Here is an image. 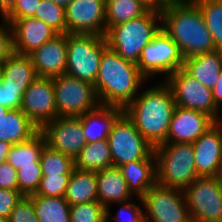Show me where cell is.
<instances>
[{"mask_svg": "<svg viewBox=\"0 0 222 222\" xmlns=\"http://www.w3.org/2000/svg\"><path fill=\"white\" fill-rule=\"evenodd\" d=\"M175 107L173 92L164 81L140 92L123 113L155 148L166 141Z\"/></svg>", "mask_w": 222, "mask_h": 222, "instance_id": "1", "label": "cell"}, {"mask_svg": "<svg viewBox=\"0 0 222 222\" xmlns=\"http://www.w3.org/2000/svg\"><path fill=\"white\" fill-rule=\"evenodd\" d=\"M144 82L148 81L137 64L124 60L109 47L103 51L94 83L101 105L124 109L137 96Z\"/></svg>", "mask_w": 222, "mask_h": 222, "instance_id": "2", "label": "cell"}, {"mask_svg": "<svg viewBox=\"0 0 222 222\" xmlns=\"http://www.w3.org/2000/svg\"><path fill=\"white\" fill-rule=\"evenodd\" d=\"M161 28L178 45L183 58L216 50L200 8L172 5L160 10Z\"/></svg>", "mask_w": 222, "mask_h": 222, "instance_id": "3", "label": "cell"}, {"mask_svg": "<svg viewBox=\"0 0 222 222\" xmlns=\"http://www.w3.org/2000/svg\"><path fill=\"white\" fill-rule=\"evenodd\" d=\"M160 29V10L149 8L142 16L109 27L104 37L110 49L124 60L137 64L142 49Z\"/></svg>", "mask_w": 222, "mask_h": 222, "instance_id": "4", "label": "cell"}, {"mask_svg": "<svg viewBox=\"0 0 222 222\" xmlns=\"http://www.w3.org/2000/svg\"><path fill=\"white\" fill-rule=\"evenodd\" d=\"M154 153L158 184L184 191L198 178L192 143H162Z\"/></svg>", "mask_w": 222, "mask_h": 222, "instance_id": "5", "label": "cell"}, {"mask_svg": "<svg viewBox=\"0 0 222 222\" xmlns=\"http://www.w3.org/2000/svg\"><path fill=\"white\" fill-rule=\"evenodd\" d=\"M108 47L104 36L67 33L65 74L94 85L103 51Z\"/></svg>", "mask_w": 222, "mask_h": 222, "instance_id": "6", "label": "cell"}, {"mask_svg": "<svg viewBox=\"0 0 222 222\" xmlns=\"http://www.w3.org/2000/svg\"><path fill=\"white\" fill-rule=\"evenodd\" d=\"M144 222H192L184 191L157 182L142 198Z\"/></svg>", "mask_w": 222, "mask_h": 222, "instance_id": "7", "label": "cell"}, {"mask_svg": "<svg viewBox=\"0 0 222 222\" xmlns=\"http://www.w3.org/2000/svg\"><path fill=\"white\" fill-rule=\"evenodd\" d=\"M52 79L58 117L81 116L100 105L93 84L68 74Z\"/></svg>", "mask_w": 222, "mask_h": 222, "instance_id": "8", "label": "cell"}, {"mask_svg": "<svg viewBox=\"0 0 222 222\" xmlns=\"http://www.w3.org/2000/svg\"><path fill=\"white\" fill-rule=\"evenodd\" d=\"M184 58L178 45L161 28L141 51L137 66L147 79L157 74L168 76L183 67Z\"/></svg>", "mask_w": 222, "mask_h": 222, "instance_id": "9", "label": "cell"}, {"mask_svg": "<svg viewBox=\"0 0 222 222\" xmlns=\"http://www.w3.org/2000/svg\"><path fill=\"white\" fill-rule=\"evenodd\" d=\"M184 195L192 222H222V183L217 177H198Z\"/></svg>", "mask_w": 222, "mask_h": 222, "instance_id": "10", "label": "cell"}, {"mask_svg": "<svg viewBox=\"0 0 222 222\" xmlns=\"http://www.w3.org/2000/svg\"><path fill=\"white\" fill-rule=\"evenodd\" d=\"M107 140L114 167L131 161L145 160L154 152V147L138 132L124 113L113 124Z\"/></svg>", "mask_w": 222, "mask_h": 222, "instance_id": "11", "label": "cell"}, {"mask_svg": "<svg viewBox=\"0 0 222 222\" xmlns=\"http://www.w3.org/2000/svg\"><path fill=\"white\" fill-rule=\"evenodd\" d=\"M164 81L173 92L176 106L205 113L215 122H220L221 119L218 116L220 115V110L213 101L212 89L205 87L183 68L170 74Z\"/></svg>", "mask_w": 222, "mask_h": 222, "instance_id": "12", "label": "cell"}, {"mask_svg": "<svg viewBox=\"0 0 222 222\" xmlns=\"http://www.w3.org/2000/svg\"><path fill=\"white\" fill-rule=\"evenodd\" d=\"M20 109L39 130L57 118L53 79L37 77L24 92Z\"/></svg>", "mask_w": 222, "mask_h": 222, "instance_id": "13", "label": "cell"}, {"mask_svg": "<svg viewBox=\"0 0 222 222\" xmlns=\"http://www.w3.org/2000/svg\"><path fill=\"white\" fill-rule=\"evenodd\" d=\"M67 33L106 34L105 0H73L65 7Z\"/></svg>", "mask_w": 222, "mask_h": 222, "instance_id": "14", "label": "cell"}, {"mask_svg": "<svg viewBox=\"0 0 222 222\" xmlns=\"http://www.w3.org/2000/svg\"><path fill=\"white\" fill-rule=\"evenodd\" d=\"M40 131L47 145L73 159L86 144L80 116L57 117Z\"/></svg>", "mask_w": 222, "mask_h": 222, "instance_id": "15", "label": "cell"}, {"mask_svg": "<svg viewBox=\"0 0 222 222\" xmlns=\"http://www.w3.org/2000/svg\"><path fill=\"white\" fill-rule=\"evenodd\" d=\"M5 20L12 29L13 52L18 54L30 55L58 35L48 24L34 17Z\"/></svg>", "mask_w": 222, "mask_h": 222, "instance_id": "16", "label": "cell"}, {"mask_svg": "<svg viewBox=\"0 0 222 222\" xmlns=\"http://www.w3.org/2000/svg\"><path fill=\"white\" fill-rule=\"evenodd\" d=\"M215 123L205 113L176 106L164 143H193Z\"/></svg>", "mask_w": 222, "mask_h": 222, "instance_id": "17", "label": "cell"}, {"mask_svg": "<svg viewBox=\"0 0 222 222\" xmlns=\"http://www.w3.org/2000/svg\"><path fill=\"white\" fill-rule=\"evenodd\" d=\"M198 177H216L222 157V125L216 122L193 143Z\"/></svg>", "mask_w": 222, "mask_h": 222, "instance_id": "18", "label": "cell"}, {"mask_svg": "<svg viewBox=\"0 0 222 222\" xmlns=\"http://www.w3.org/2000/svg\"><path fill=\"white\" fill-rule=\"evenodd\" d=\"M38 77L53 78L65 74L67 33L58 34L30 54Z\"/></svg>", "mask_w": 222, "mask_h": 222, "instance_id": "19", "label": "cell"}, {"mask_svg": "<svg viewBox=\"0 0 222 222\" xmlns=\"http://www.w3.org/2000/svg\"><path fill=\"white\" fill-rule=\"evenodd\" d=\"M123 114V108L99 105L81 115V125L86 143L107 140L113 124Z\"/></svg>", "mask_w": 222, "mask_h": 222, "instance_id": "20", "label": "cell"}, {"mask_svg": "<svg viewBox=\"0 0 222 222\" xmlns=\"http://www.w3.org/2000/svg\"><path fill=\"white\" fill-rule=\"evenodd\" d=\"M127 182L132 195L142 198L148 189L157 182L156 157L153 152L145 160L131 161L117 167Z\"/></svg>", "mask_w": 222, "mask_h": 222, "instance_id": "21", "label": "cell"}, {"mask_svg": "<svg viewBox=\"0 0 222 222\" xmlns=\"http://www.w3.org/2000/svg\"><path fill=\"white\" fill-rule=\"evenodd\" d=\"M98 202L107 210L112 203L119 204L122 202L132 201V193L127 187L123 175L117 167L106 168L96 172Z\"/></svg>", "mask_w": 222, "mask_h": 222, "instance_id": "22", "label": "cell"}, {"mask_svg": "<svg viewBox=\"0 0 222 222\" xmlns=\"http://www.w3.org/2000/svg\"><path fill=\"white\" fill-rule=\"evenodd\" d=\"M37 77L30 55L13 52L3 62L0 81L5 86L19 89V93L24 94Z\"/></svg>", "mask_w": 222, "mask_h": 222, "instance_id": "23", "label": "cell"}, {"mask_svg": "<svg viewBox=\"0 0 222 222\" xmlns=\"http://www.w3.org/2000/svg\"><path fill=\"white\" fill-rule=\"evenodd\" d=\"M182 68L205 87L213 89L219 79V73L222 68V50L216 49L185 58Z\"/></svg>", "mask_w": 222, "mask_h": 222, "instance_id": "24", "label": "cell"}, {"mask_svg": "<svg viewBox=\"0 0 222 222\" xmlns=\"http://www.w3.org/2000/svg\"><path fill=\"white\" fill-rule=\"evenodd\" d=\"M39 131L21 109H9L0 120V141L12 145L31 139Z\"/></svg>", "mask_w": 222, "mask_h": 222, "instance_id": "25", "label": "cell"}, {"mask_svg": "<svg viewBox=\"0 0 222 222\" xmlns=\"http://www.w3.org/2000/svg\"><path fill=\"white\" fill-rule=\"evenodd\" d=\"M64 198L70 205L98 201L96 172L74 168Z\"/></svg>", "mask_w": 222, "mask_h": 222, "instance_id": "26", "label": "cell"}, {"mask_svg": "<svg viewBox=\"0 0 222 222\" xmlns=\"http://www.w3.org/2000/svg\"><path fill=\"white\" fill-rule=\"evenodd\" d=\"M74 166L77 169L92 172L113 167L108 140L86 143L75 157Z\"/></svg>", "mask_w": 222, "mask_h": 222, "instance_id": "27", "label": "cell"}, {"mask_svg": "<svg viewBox=\"0 0 222 222\" xmlns=\"http://www.w3.org/2000/svg\"><path fill=\"white\" fill-rule=\"evenodd\" d=\"M46 144L41 131L31 139L11 146L6 161L16 170L27 166H41L40 156Z\"/></svg>", "mask_w": 222, "mask_h": 222, "instance_id": "28", "label": "cell"}, {"mask_svg": "<svg viewBox=\"0 0 222 222\" xmlns=\"http://www.w3.org/2000/svg\"><path fill=\"white\" fill-rule=\"evenodd\" d=\"M38 222H71L70 204L64 197H47L31 194Z\"/></svg>", "mask_w": 222, "mask_h": 222, "instance_id": "29", "label": "cell"}, {"mask_svg": "<svg viewBox=\"0 0 222 222\" xmlns=\"http://www.w3.org/2000/svg\"><path fill=\"white\" fill-rule=\"evenodd\" d=\"M106 3V30L142 16L149 7L141 0H105Z\"/></svg>", "mask_w": 222, "mask_h": 222, "instance_id": "30", "label": "cell"}, {"mask_svg": "<svg viewBox=\"0 0 222 222\" xmlns=\"http://www.w3.org/2000/svg\"><path fill=\"white\" fill-rule=\"evenodd\" d=\"M42 176L71 175L74 170V159L45 144L40 156Z\"/></svg>", "mask_w": 222, "mask_h": 222, "instance_id": "31", "label": "cell"}, {"mask_svg": "<svg viewBox=\"0 0 222 222\" xmlns=\"http://www.w3.org/2000/svg\"><path fill=\"white\" fill-rule=\"evenodd\" d=\"M195 4L203 14L216 49L222 50V0H197Z\"/></svg>", "mask_w": 222, "mask_h": 222, "instance_id": "32", "label": "cell"}, {"mask_svg": "<svg viewBox=\"0 0 222 222\" xmlns=\"http://www.w3.org/2000/svg\"><path fill=\"white\" fill-rule=\"evenodd\" d=\"M34 18L48 24L58 34L67 33L65 8L49 0H41Z\"/></svg>", "mask_w": 222, "mask_h": 222, "instance_id": "33", "label": "cell"}, {"mask_svg": "<svg viewBox=\"0 0 222 222\" xmlns=\"http://www.w3.org/2000/svg\"><path fill=\"white\" fill-rule=\"evenodd\" d=\"M71 222H107V209L98 201L70 205Z\"/></svg>", "mask_w": 222, "mask_h": 222, "instance_id": "34", "label": "cell"}, {"mask_svg": "<svg viewBox=\"0 0 222 222\" xmlns=\"http://www.w3.org/2000/svg\"><path fill=\"white\" fill-rule=\"evenodd\" d=\"M41 178V166H27L18 169V190L24 196L36 193L40 186Z\"/></svg>", "mask_w": 222, "mask_h": 222, "instance_id": "35", "label": "cell"}, {"mask_svg": "<svg viewBox=\"0 0 222 222\" xmlns=\"http://www.w3.org/2000/svg\"><path fill=\"white\" fill-rule=\"evenodd\" d=\"M70 175L42 176L36 195L64 197Z\"/></svg>", "mask_w": 222, "mask_h": 222, "instance_id": "36", "label": "cell"}, {"mask_svg": "<svg viewBox=\"0 0 222 222\" xmlns=\"http://www.w3.org/2000/svg\"><path fill=\"white\" fill-rule=\"evenodd\" d=\"M121 206L117 214L110 217V210H107V222L109 218L113 220L116 218L115 222H144V210L140 206V203L136 205V203L128 201L119 203Z\"/></svg>", "mask_w": 222, "mask_h": 222, "instance_id": "37", "label": "cell"}, {"mask_svg": "<svg viewBox=\"0 0 222 222\" xmlns=\"http://www.w3.org/2000/svg\"><path fill=\"white\" fill-rule=\"evenodd\" d=\"M9 222H38L32 200L28 196H24L13 209Z\"/></svg>", "mask_w": 222, "mask_h": 222, "instance_id": "38", "label": "cell"}, {"mask_svg": "<svg viewBox=\"0 0 222 222\" xmlns=\"http://www.w3.org/2000/svg\"><path fill=\"white\" fill-rule=\"evenodd\" d=\"M23 197L19 190L0 188V216L9 219L11 212Z\"/></svg>", "mask_w": 222, "mask_h": 222, "instance_id": "39", "label": "cell"}, {"mask_svg": "<svg viewBox=\"0 0 222 222\" xmlns=\"http://www.w3.org/2000/svg\"><path fill=\"white\" fill-rule=\"evenodd\" d=\"M41 0H16L12 11L4 19L34 17Z\"/></svg>", "mask_w": 222, "mask_h": 222, "instance_id": "40", "label": "cell"}, {"mask_svg": "<svg viewBox=\"0 0 222 222\" xmlns=\"http://www.w3.org/2000/svg\"><path fill=\"white\" fill-rule=\"evenodd\" d=\"M0 24V61H5L13 53L12 29L10 24L2 18Z\"/></svg>", "mask_w": 222, "mask_h": 222, "instance_id": "41", "label": "cell"}, {"mask_svg": "<svg viewBox=\"0 0 222 222\" xmlns=\"http://www.w3.org/2000/svg\"><path fill=\"white\" fill-rule=\"evenodd\" d=\"M22 96L19 89L9 88L0 81V105L8 109H20Z\"/></svg>", "mask_w": 222, "mask_h": 222, "instance_id": "42", "label": "cell"}, {"mask_svg": "<svg viewBox=\"0 0 222 222\" xmlns=\"http://www.w3.org/2000/svg\"><path fill=\"white\" fill-rule=\"evenodd\" d=\"M0 188L18 190L17 170L7 161L0 164Z\"/></svg>", "mask_w": 222, "mask_h": 222, "instance_id": "43", "label": "cell"}, {"mask_svg": "<svg viewBox=\"0 0 222 222\" xmlns=\"http://www.w3.org/2000/svg\"><path fill=\"white\" fill-rule=\"evenodd\" d=\"M212 96L213 101L215 103V106L221 110V104H222V68L219 73V79L215 85V87L212 89Z\"/></svg>", "mask_w": 222, "mask_h": 222, "instance_id": "44", "label": "cell"}, {"mask_svg": "<svg viewBox=\"0 0 222 222\" xmlns=\"http://www.w3.org/2000/svg\"><path fill=\"white\" fill-rule=\"evenodd\" d=\"M197 0H159V10L172 5H192Z\"/></svg>", "mask_w": 222, "mask_h": 222, "instance_id": "45", "label": "cell"}, {"mask_svg": "<svg viewBox=\"0 0 222 222\" xmlns=\"http://www.w3.org/2000/svg\"><path fill=\"white\" fill-rule=\"evenodd\" d=\"M16 0H0L1 18H5L13 9Z\"/></svg>", "mask_w": 222, "mask_h": 222, "instance_id": "46", "label": "cell"}, {"mask_svg": "<svg viewBox=\"0 0 222 222\" xmlns=\"http://www.w3.org/2000/svg\"><path fill=\"white\" fill-rule=\"evenodd\" d=\"M11 146L12 144L6 141H0V164L6 161Z\"/></svg>", "mask_w": 222, "mask_h": 222, "instance_id": "47", "label": "cell"}, {"mask_svg": "<svg viewBox=\"0 0 222 222\" xmlns=\"http://www.w3.org/2000/svg\"><path fill=\"white\" fill-rule=\"evenodd\" d=\"M150 9L159 10V0H141Z\"/></svg>", "mask_w": 222, "mask_h": 222, "instance_id": "48", "label": "cell"}, {"mask_svg": "<svg viewBox=\"0 0 222 222\" xmlns=\"http://www.w3.org/2000/svg\"><path fill=\"white\" fill-rule=\"evenodd\" d=\"M57 5H60L62 7L68 6L73 0H49Z\"/></svg>", "mask_w": 222, "mask_h": 222, "instance_id": "49", "label": "cell"}, {"mask_svg": "<svg viewBox=\"0 0 222 222\" xmlns=\"http://www.w3.org/2000/svg\"><path fill=\"white\" fill-rule=\"evenodd\" d=\"M216 177L220 180V182L222 183V157L220 159V164H219V169L217 172Z\"/></svg>", "mask_w": 222, "mask_h": 222, "instance_id": "50", "label": "cell"}, {"mask_svg": "<svg viewBox=\"0 0 222 222\" xmlns=\"http://www.w3.org/2000/svg\"><path fill=\"white\" fill-rule=\"evenodd\" d=\"M8 108H6L5 106L0 105V120L2 117H4L6 115V113L8 112Z\"/></svg>", "mask_w": 222, "mask_h": 222, "instance_id": "51", "label": "cell"}, {"mask_svg": "<svg viewBox=\"0 0 222 222\" xmlns=\"http://www.w3.org/2000/svg\"><path fill=\"white\" fill-rule=\"evenodd\" d=\"M0 222H9V219L0 216Z\"/></svg>", "mask_w": 222, "mask_h": 222, "instance_id": "52", "label": "cell"}, {"mask_svg": "<svg viewBox=\"0 0 222 222\" xmlns=\"http://www.w3.org/2000/svg\"><path fill=\"white\" fill-rule=\"evenodd\" d=\"M4 61H0V78H1V73H2V65Z\"/></svg>", "mask_w": 222, "mask_h": 222, "instance_id": "53", "label": "cell"}]
</instances>
